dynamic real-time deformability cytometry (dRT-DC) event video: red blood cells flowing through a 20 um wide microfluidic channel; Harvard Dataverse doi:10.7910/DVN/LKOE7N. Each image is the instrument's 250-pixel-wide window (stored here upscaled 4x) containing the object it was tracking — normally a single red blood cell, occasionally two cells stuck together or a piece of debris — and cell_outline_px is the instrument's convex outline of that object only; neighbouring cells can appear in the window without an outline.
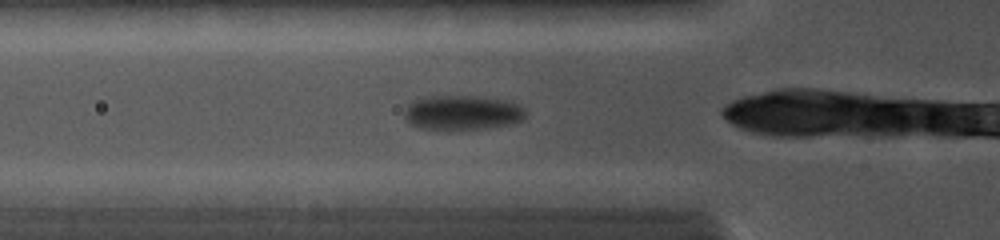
{"species": "common noctule bat (a hibernating species)", "species_latin": "Nyctalus noctula", "temperature_condition": "cold", "stored_images_in_passage": 11, "camera_frame_rate_fps": 5000, "um_per_image_px": 0.085, "animal": {"sex": "female", "body_mass_g": 19.0, "forearm_length_mm": 56.7}, "frame": {"image": 1, "passage_image": 2, "time_ms": 0.6, "image_size_px": [1000, 240], "cell_outline_px": [[524, 116], [520, 120], [508, 124], [484, 128], [420, 128], [412, 124], [404, 116], [404, 108], [412, 100], [424, 96], [472, 96], [504, 100], [516, 104], [524, 108]], "centroid_in_image_um": [39.23, 9.54], "position_along_channel_um": 86.6, "area_um2": 23.81}}
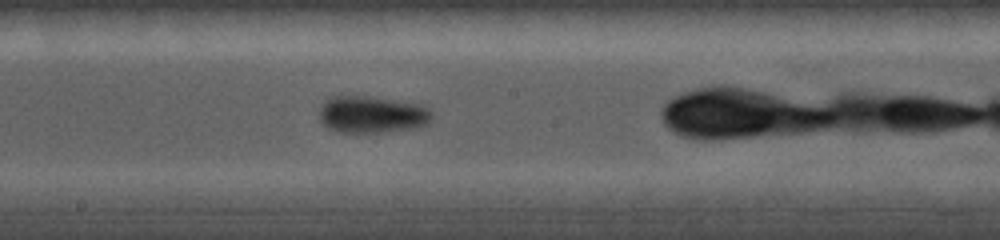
{"frame": {"image": 2, "passage_image": 8, "time_ms": 3.6, "image_size_px": [1000, 240], "cell_outline_px": [[432, 120], [428, 124], [416, 128], [384, 132], [340, 132], [328, 128], [320, 120], [320, 108], [324, 100], [328, 96], [372, 96], [424, 104], [432, 112]], "centroid_in_image_um": [31.66, 9.71], "position_along_channel_um": 216.5, "area_um2": 24.74}}
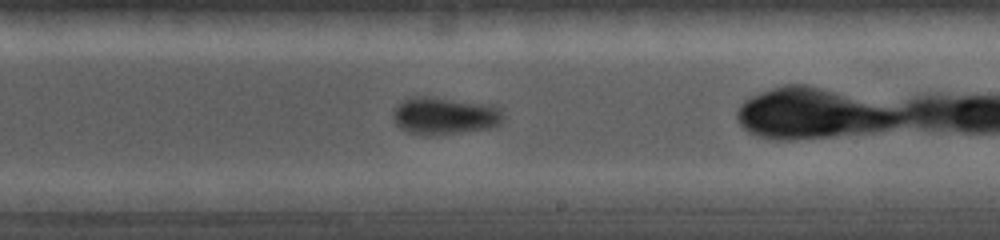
{"frame": {"image": 3, "passage_image": 10, "time_ms": 4.4, "image_size_px": [1000, 240], "cell_outline_px": [[504, 120], [500, 124], [488, 128], [432, 136], [428, 136], [408, 132], [400, 128], [396, 124], [392, 116], [392, 112], [396, 104], [412, 96], [432, 96], [500, 104], [504, 116]], "centroid_in_image_um": [37.84, 9.81], "position_along_channel_um": 251.2, "area_um2": 24.91}}